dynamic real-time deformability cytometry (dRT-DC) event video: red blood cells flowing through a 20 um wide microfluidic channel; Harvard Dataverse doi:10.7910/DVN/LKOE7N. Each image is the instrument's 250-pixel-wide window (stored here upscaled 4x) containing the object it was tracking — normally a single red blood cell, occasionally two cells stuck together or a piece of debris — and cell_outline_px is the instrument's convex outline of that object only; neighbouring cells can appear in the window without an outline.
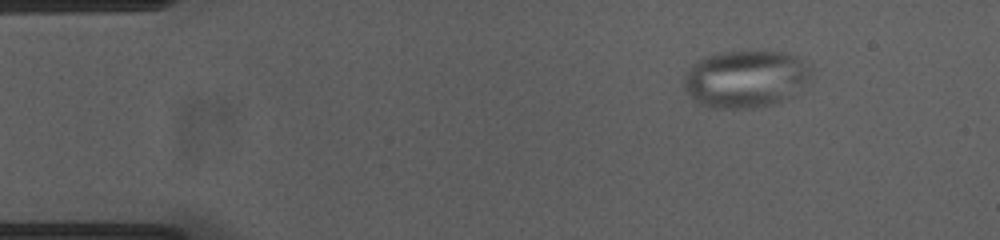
{"species": "common noctule bat (a hibernating species)", "species_latin": "Nyctalus noctula", "temperature_condition": "cold", "stored_images_in_passage": 48, "camera_frame_rate_fps": 3000, "um_per_image_px": 0.085, "animal": {"sex": "female", "body_mass_g": 23.0, "forearm_length_mm": 53.4}, "frame": {"image": 1, "passage_image": 1, "time_ms": 0.0, "image_size_px": [1000, 240], "cell_outline_px": [[808, 80], [780, 100], [768, 104], [748, 108], [716, 108], [700, 104], [688, 96], [684, 92], [684, 80], [692, 64], [704, 56], [724, 52], [784, 52], [796, 56], [808, 68]], "centroid_in_image_um": [63.25, 6.7], "position_along_channel_um": 21.8, "area_um2": 41.21}}
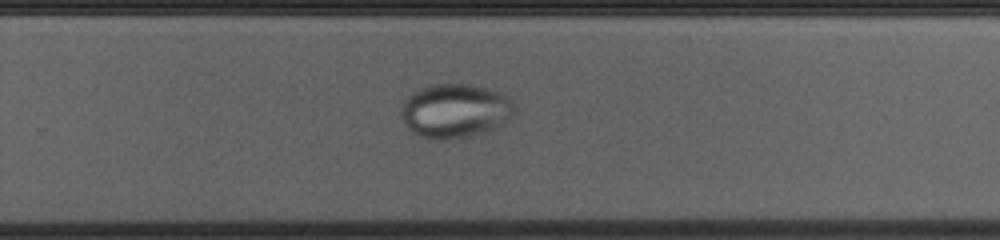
{"frame": {"image": 2, "passage_image": 29, "time_ms": 9.333, "image_size_px": [1000, 240], "cell_outline_px": [[516, 112], [508, 120], [484, 132], [444, 140], [440, 140], [420, 136], [412, 132], [404, 124], [400, 116], [404, 100], [412, 92], [420, 88], [432, 84], [472, 84], [496, 92], [504, 96], [516, 108]], "centroid_in_image_um": [38.62, 9.41], "position_along_channel_um": 291.2, "area_um2": 35.32}}
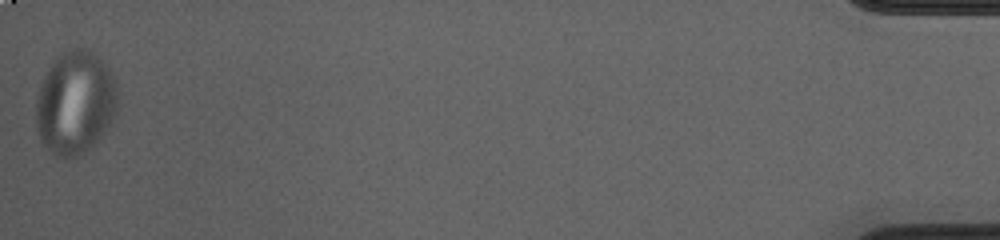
{"frame": {"image": 3, "passage_image": 48, "time_ms": 15.667, "image_size_px": [1000, 240], "cell_outline_px": [[116, 112], [108, 128], [88, 148], [76, 156], [60, 156], [52, 152], [44, 144], [36, 128], [36, 100], [40, 88], [52, 60], [60, 52], [76, 48], [84, 48], [100, 56], [108, 68], [116, 84]], "centroid_in_image_um": [6.39, 8.68], "position_along_channel_um": 428.8, "area_um2": 48.49}}